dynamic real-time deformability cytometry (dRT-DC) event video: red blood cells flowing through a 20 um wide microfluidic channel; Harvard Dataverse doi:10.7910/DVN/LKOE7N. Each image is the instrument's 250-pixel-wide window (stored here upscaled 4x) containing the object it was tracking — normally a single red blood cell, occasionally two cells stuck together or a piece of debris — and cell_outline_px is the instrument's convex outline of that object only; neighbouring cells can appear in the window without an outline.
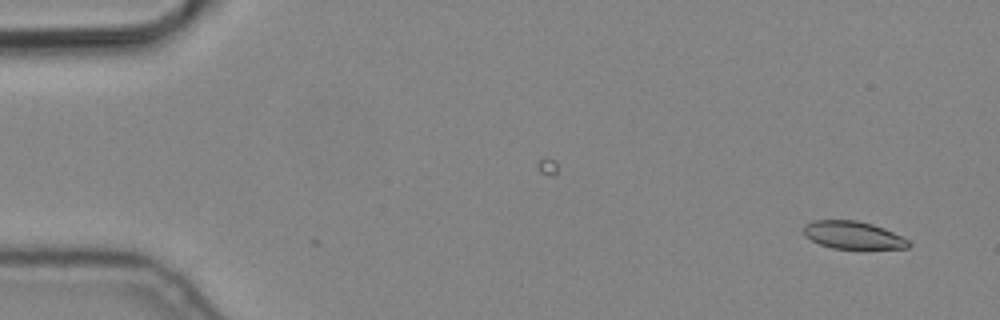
{"species": "common noctule bat (a hibernating species)", "species_latin": "Nyctalus noctula", "temperature_condition": "cold", "stored_images_in_passage": 3, "camera_frame_rate_fps": 3000, "um_per_image_px": 0.085, "animal": {"sex": "male", "body_mass_g": 19.2, "forearm_length_mm": 51.8}, "frame": {"image": 1, "passage_image": 3, "time_ms": 0.667, "image_size_px": [1000, 320], "cell_outline_px": [[912, 244], [908, 248], [832, 248], [820, 244], [804, 236], [804, 224], [812, 220], [856, 220], [872, 224], [884, 228], [908, 240]], "centroid_in_image_um": [72.48, 19.97], "position_along_channel_um": 12.5, "area_um2": 16.76}}